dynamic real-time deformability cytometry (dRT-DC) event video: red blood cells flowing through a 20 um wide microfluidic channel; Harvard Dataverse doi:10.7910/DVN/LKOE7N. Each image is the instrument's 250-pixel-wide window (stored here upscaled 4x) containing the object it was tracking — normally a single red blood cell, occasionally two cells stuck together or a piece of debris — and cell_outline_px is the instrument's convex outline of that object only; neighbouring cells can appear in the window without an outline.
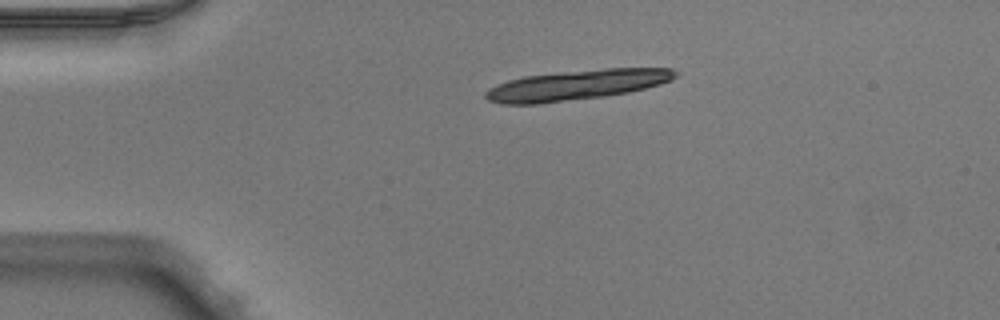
{"species": "Egyptian fruit bat (a non-hibernating species)", "species_latin": "Rousettus aegyptiacus", "temperature_condition": "warm", "stored_images_in_passage": 8, "camera_frame_rate_fps": 3000, "um_per_image_px": 0.085, "animal": {"sex": "male"}, "frame": {"image": 1, "passage_image": 1, "time_ms": 0.0, "image_size_px": [1000, 320], "cell_outline_px": [[680, 72], [672, 80], [660, 84], [628, 92], [604, 96], [540, 104], [500, 104], [488, 100], [484, 96], [484, 92], [488, 88], [496, 84], [508, 80], [524, 76], [564, 72], [608, 68], [672, 68]], "centroid_in_image_um": [48.99, 7.23], "position_along_channel_um": 36.0, "area_um2": 33.29}}